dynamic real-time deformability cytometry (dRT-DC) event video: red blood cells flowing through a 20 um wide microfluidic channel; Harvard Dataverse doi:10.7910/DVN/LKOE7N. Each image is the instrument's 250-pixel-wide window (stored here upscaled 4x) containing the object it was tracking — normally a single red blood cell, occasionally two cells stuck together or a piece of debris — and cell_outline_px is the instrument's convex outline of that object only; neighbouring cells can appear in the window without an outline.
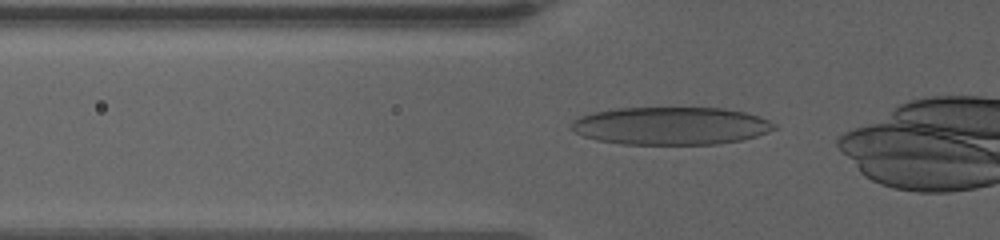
{"species": "human", "species_latin": "Homo sapiens", "temperature_condition": "warm", "stored_images_in_passage": 20, "camera_frame_rate_fps": 3000, "um_per_image_px": 0.085, "donor": {"sex": "female"}, "frame": {"image": 1, "passage_image": 2, "time_ms": 0.333, "image_size_px": [1000, 240], "cell_outline_px": [[780, 128], [756, 136], [740, 140], [716, 144], [624, 144], [596, 140], [584, 136], [568, 128], [572, 120], [580, 116], [592, 112], [616, 108], [724, 108], [744, 112], [768, 120], [776, 124]], "centroid_in_image_um": [57.0, 10.69], "position_along_channel_um": 68.8, "area_um2": 44.8}}
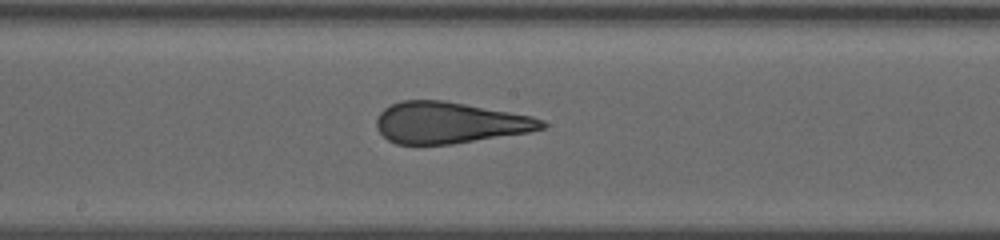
{"frame": {"image": 2, "passage_image": 13, "time_ms": 4.667, "image_size_px": [1000, 240], "cell_outline_px": [[548, 124], [544, 128], [528, 132], [452, 144], [396, 144], [388, 140], [376, 128], [376, 116], [384, 108], [400, 100], [444, 100], [532, 116], [544, 120]], "centroid_in_image_um": [38.19, 10.42], "position_along_channel_um": 210.0, "area_um2": 39.82}}
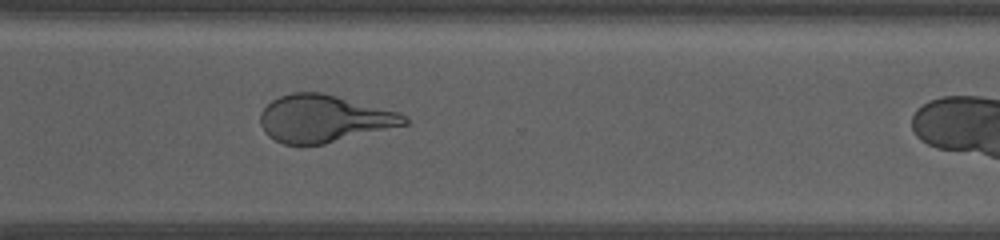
{"frame": {"image": 3, "passage_image": 20, "time_ms": 8.667, "image_size_px": [1000, 240], "cell_outline_px": [[408, 124], [324, 144], [284, 144], [268, 136], [264, 132], [260, 124], [260, 112], [272, 100], [280, 96], [292, 92], [320, 92], [336, 96], [396, 112], [404, 116], [408, 120]], "centroid_in_image_um": [27.47, 10.09], "position_along_channel_um": 343.1, "area_um2": 39.13}}